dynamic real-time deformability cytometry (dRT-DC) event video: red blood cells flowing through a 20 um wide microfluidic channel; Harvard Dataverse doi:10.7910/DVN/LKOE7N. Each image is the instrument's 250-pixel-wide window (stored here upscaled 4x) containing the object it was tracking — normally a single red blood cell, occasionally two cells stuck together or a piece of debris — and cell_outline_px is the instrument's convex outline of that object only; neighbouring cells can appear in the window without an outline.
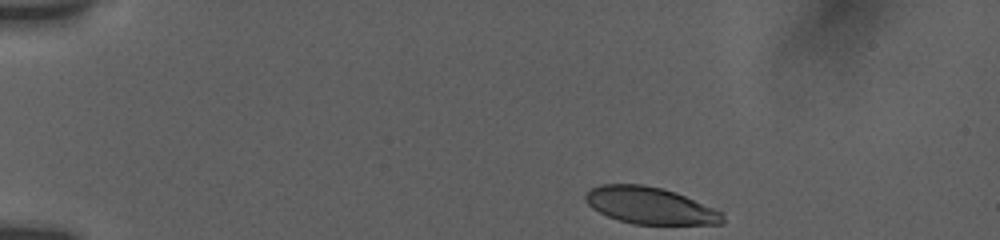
{"species": "human", "species_latin": "Homo sapiens", "temperature_condition": "room temperature", "stored_images_in_passage": 50, "camera_frame_rate_fps": 3000, "um_per_image_px": 0.085, "donor": {"sex": "female"}, "frame": {"image": 1, "passage_image": 1, "time_ms": 0.0, "image_size_px": [1000, 240], "cell_outline_px": [[724, 224], [632, 224], [608, 216], [592, 208], [584, 200], [584, 196], [592, 188], [600, 184], [644, 184], [664, 188], [676, 192], [712, 208], [720, 212], [724, 216]], "centroid_in_image_um": [55.23, 17.46], "position_along_channel_um": 29.8, "area_um2": 29.3}}
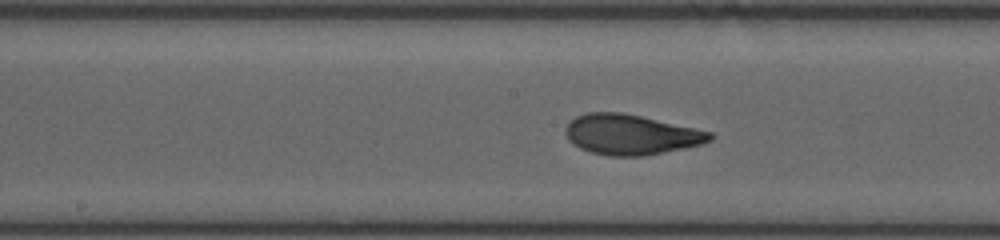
{"frame": {"image": 2, "passage_image": 22, "time_ms": 6.667, "image_size_px": [1000, 240], "cell_outline_px": [[716, 136], [712, 140], [700, 144], [684, 148], [644, 156], [608, 156], [592, 152], [580, 148], [572, 144], [568, 140], [564, 132], [564, 128], [576, 116], [588, 112], [620, 112], [640, 116], [712, 132]], "centroid_in_image_um": [53.6, 11.44], "position_along_channel_um": 194.6, "area_um2": 33.76}}
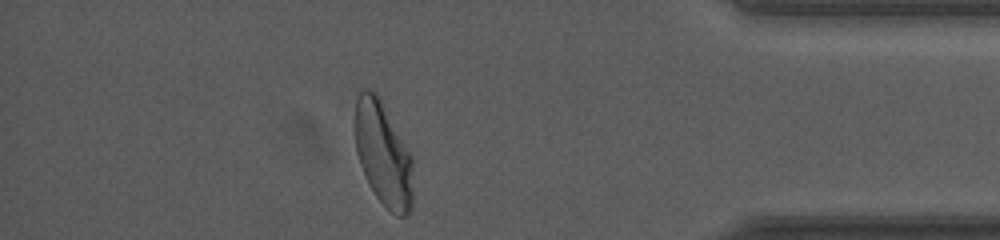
{"frame": {"image": 3, "passage_image": 43, "time_ms": 13.0, "image_size_px": [1000, 240], "cell_outline_px": [[412, 208], [408, 216], [396, 216], [376, 196], [360, 164], [356, 152], [356, 100], [360, 92], [364, 88], [376, 92], [412, 156]], "centroid_in_image_um": [32.59, 13.12], "position_along_channel_um": 402.6, "area_um2": 34.56}, "authors_computed_cell_mechanics": {"area_um2": 33.6685, "velocity_mm_per_s": 3.7574, "shape_relaxation_time_tau1_ms": 3.5305, "shape_relaxation_time_tau2_ms": 0.9943, "deformation_change_tau1": 0.19, "deformation_change_tau2": 0.0747}}